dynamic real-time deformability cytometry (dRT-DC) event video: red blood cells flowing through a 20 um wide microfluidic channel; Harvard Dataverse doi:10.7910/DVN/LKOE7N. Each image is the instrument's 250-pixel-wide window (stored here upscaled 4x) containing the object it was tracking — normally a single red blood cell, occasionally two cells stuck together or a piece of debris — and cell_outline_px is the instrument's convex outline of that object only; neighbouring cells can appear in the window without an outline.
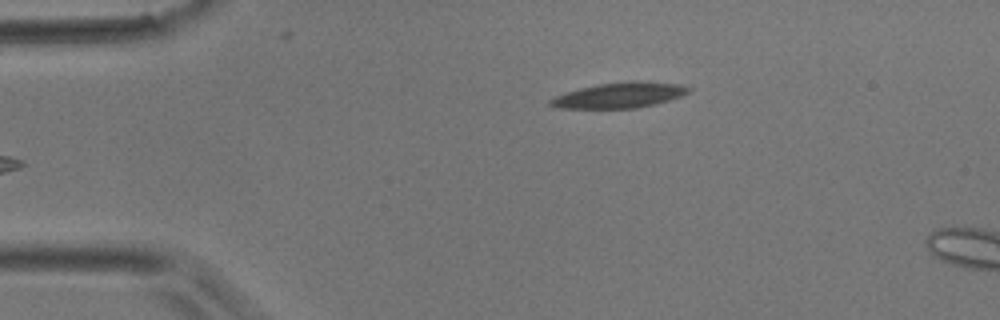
{"species": "common noctule bat (a hibernating species)", "species_latin": "Nyctalus noctula", "temperature_condition": "room temperature", "stored_images_in_passage": 6, "camera_frame_rate_fps": 3000, "um_per_image_px": 0.085, "animal": {"sex": "male", "body_mass_g": 17.9}, "frame": {"image": 1, "passage_image": 6, "time_ms": 1.667, "image_size_px": [1000, 320], "cell_outline_px": [[692, 88], [688, 92], [680, 96], [668, 100], [636, 108], [556, 108], [548, 104], [548, 100], [556, 96], [580, 88], [600, 84], [680, 84]], "centroid_in_image_um": [52.55, 8.15], "position_along_channel_um": 32.5, "area_um2": 19.07}}